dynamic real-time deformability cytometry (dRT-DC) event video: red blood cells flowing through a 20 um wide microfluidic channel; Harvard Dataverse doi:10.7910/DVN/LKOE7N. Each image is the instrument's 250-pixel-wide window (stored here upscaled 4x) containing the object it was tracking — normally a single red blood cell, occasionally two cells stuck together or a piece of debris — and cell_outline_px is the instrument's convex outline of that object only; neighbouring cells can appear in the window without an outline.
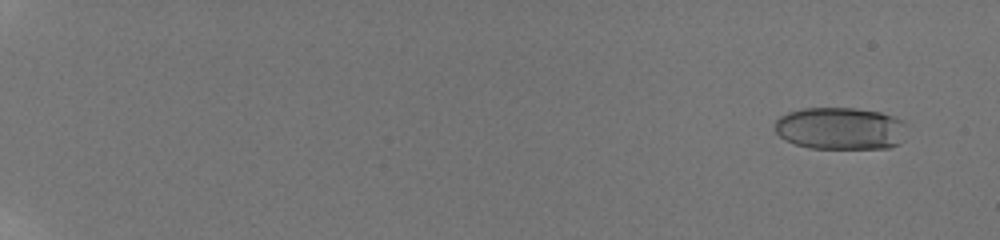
{"species": "human", "species_latin": "Homo sapiens", "temperature_condition": "room temperature", "stored_images_in_passage": 60, "camera_frame_rate_fps": 3000, "um_per_image_px": 0.085, "donor": {"sex": "male"}, "frame": {"image": 1, "passage_image": 5, "time_ms": 1.333, "image_size_px": [1000, 240], "cell_outline_px": [[908, 124], [904, 140], [900, 144], [892, 148], [808, 148], [784, 140], [776, 132], [776, 120], [780, 116], [788, 112], [804, 108], [856, 108], [880, 112], [904, 120]], "centroid_in_image_um": [71.5, 10.92], "position_along_channel_um": 13.5, "area_um2": 33.0}}
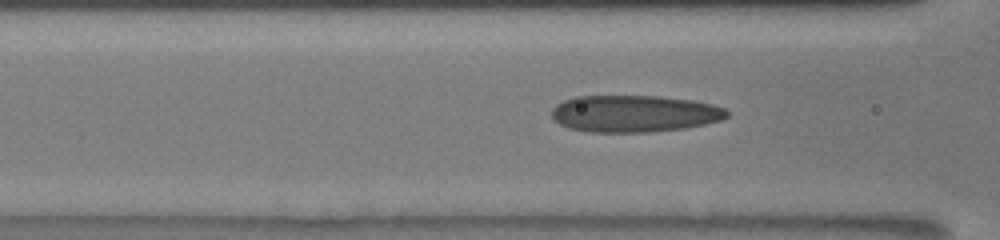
{"frame": {"image": 2, "passage_image": 30, "time_ms": 9.667, "image_size_px": [1000, 240], "cell_outline_px": [[728, 116], [720, 120], [704, 124], [684, 128], [648, 132], [588, 132], [568, 128], [560, 124], [552, 116], [552, 108], [556, 104], [564, 100], [576, 96], [660, 96], [692, 100], [712, 104], [724, 108], [728, 112]], "centroid_in_image_um": [53.9, 9.66], "position_along_channel_um": 112.7, "area_um2": 37.69}}
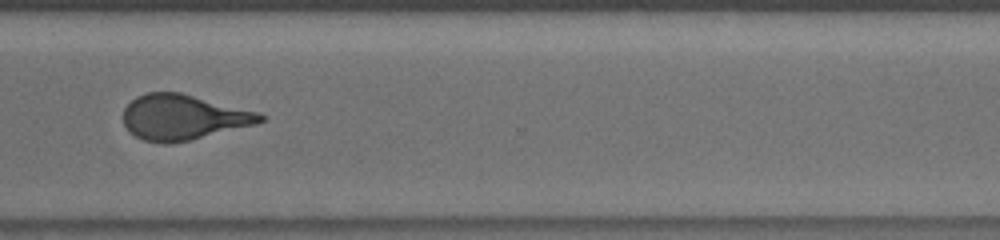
{"frame": {"image": 3, "passage_image": 49, "time_ms": 16.0, "image_size_px": [1000, 240], "cell_outline_px": [[264, 120], [256, 124], [188, 140], [168, 144], [164, 144], [144, 140], [136, 136], [124, 124], [124, 108], [136, 96], [148, 92], [180, 92], [260, 112], [264, 116]], "centroid_in_image_um": [15.58, 9.95], "position_along_channel_um": 355.0, "area_um2": 35.84}, "authors_computed_cell_mechanics": {"area_um2": 35.836, "velocity_mm_per_s": 3.8312, "shape_relaxation_time_tau1_ms": 9.0807, "shape_relaxation_time_tau2_ms": 1.0324, "deformation_change_tau1": 0.273, "deformation_change_tau2": 0.0906}}